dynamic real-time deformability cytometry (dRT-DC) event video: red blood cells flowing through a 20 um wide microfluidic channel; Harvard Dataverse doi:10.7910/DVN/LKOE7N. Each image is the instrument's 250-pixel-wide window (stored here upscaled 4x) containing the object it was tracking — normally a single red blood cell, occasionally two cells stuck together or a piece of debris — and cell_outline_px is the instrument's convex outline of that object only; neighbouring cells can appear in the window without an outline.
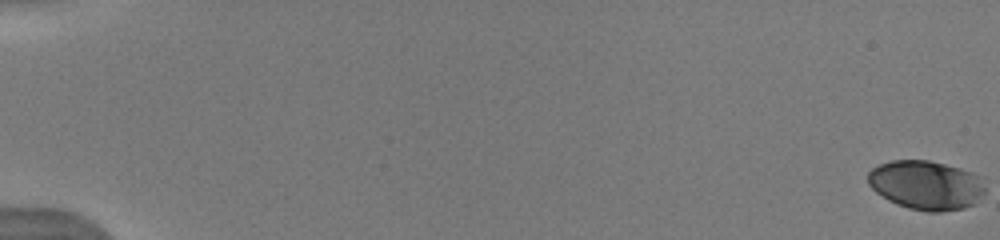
{"species": "human", "species_latin": "Homo sapiens", "temperature_condition": "warm", "stored_images_in_passage": 22, "camera_frame_rate_fps": 3000, "um_per_image_px": 0.085, "donor": {"sex": "male"}, "frame": {"image": 1, "passage_image": 1, "time_ms": 0.0, "image_size_px": [1000, 240], "cell_outline_px": [[984, 192], [976, 204], [964, 208], [940, 212], [928, 212], [908, 208], [896, 204], [888, 200], [876, 192], [868, 184], [868, 172], [872, 168], [880, 164], [892, 160], [928, 160], [960, 168], [972, 172], [976, 176], [984, 188]], "centroid_in_image_um": [78.69, 15.74], "position_along_channel_um": 6.3, "area_um2": 33.47}}
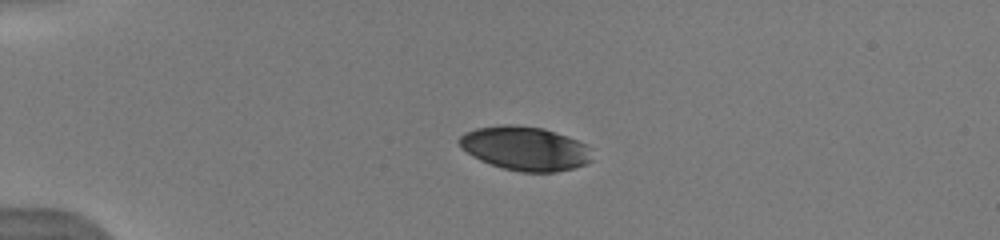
{"frame": {"image": 2, "passage_image": 16, "time_ms": 4.667, "image_size_px": [1000, 240], "cell_outline_px": [[592, 160], [588, 164], [556, 172], [520, 172], [504, 168], [480, 160], [472, 156], [460, 148], [456, 140], [464, 132], [476, 128], [500, 124], [512, 124], [544, 128], [556, 132], [588, 144]], "centroid_in_image_um": [44.61, 12.61], "position_along_channel_um": 40.4, "area_um2": 34.39}}
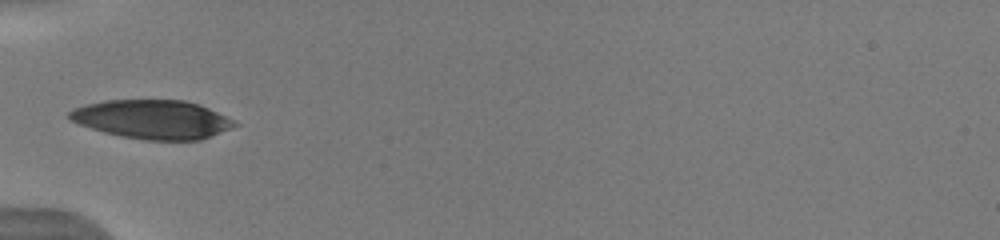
{"frame": {"image": 3, "passage_image": 21, "time_ms": 6.667, "image_size_px": [1000, 240], "cell_outline_px": [[240, 124], [232, 128], [200, 140], [144, 140], [120, 136], [104, 132], [80, 124], [72, 120], [68, 116], [68, 112], [72, 108], [104, 100], [184, 100], [200, 104]], "centroid_in_image_um": [12.95, 10.14], "position_along_channel_um": 72.0, "area_um2": 37.22}}